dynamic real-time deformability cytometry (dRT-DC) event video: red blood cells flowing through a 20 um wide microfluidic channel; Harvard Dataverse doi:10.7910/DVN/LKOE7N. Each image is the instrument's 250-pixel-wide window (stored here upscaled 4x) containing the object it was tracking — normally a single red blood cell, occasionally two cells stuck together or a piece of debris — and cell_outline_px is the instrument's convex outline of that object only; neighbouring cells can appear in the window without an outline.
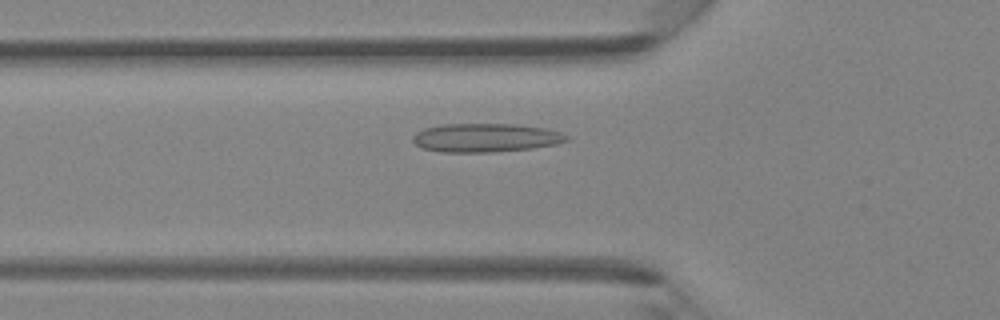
{"species": "Egyptian fruit bat (a non-hibernating species)", "species_latin": "Rousettus aegyptiacus", "temperature_condition": "room temperature", "stored_images_in_passage": 42, "camera_frame_rate_fps": 3000, "um_per_image_px": 0.085, "animal": {"sex": "female"}, "frame": {"image": 1, "passage_image": 14, "time_ms": 4.333, "image_size_px": [1000, 320], "cell_outline_px": [[572, 136], [568, 140], [556, 144], [532, 148], [492, 152], [444, 152], [424, 148], [416, 144], [412, 140], [412, 136], [416, 132], [424, 128], [440, 124], [516, 124], [548, 128]], "centroid_in_image_um": [41.31, 11.69], "position_along_channel_um": 84.5, "area_um2": 25.84}}
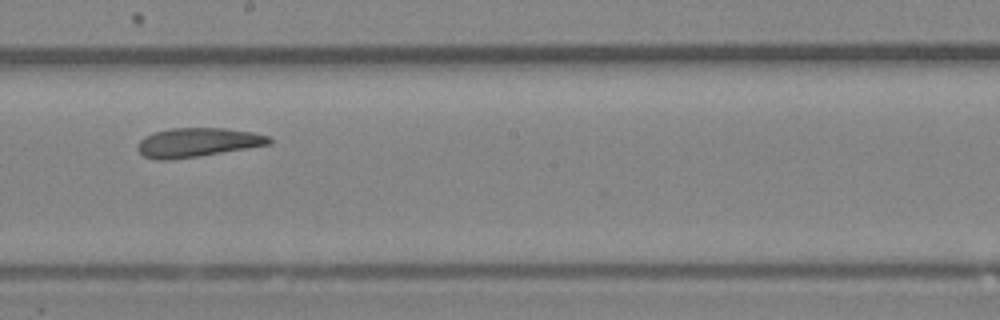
{"frame": {"image": 2, "passage_image": 24, "time_ms": 7.667, "image_size_px": [1000, 320], "cell_outline_px": [[272, 144], [200, 156], [172, 160], [156, 160], [144, 156], [136, 148], [140, 140], [144, 136], [156, 132], [172, 128], [224, 128], [252, 132], [268, 136], [272, 140]], "centroid_in_image_um": [16.78, 12.11], "position_along_channel_um": 231.4, "area_um2": 22.31}}
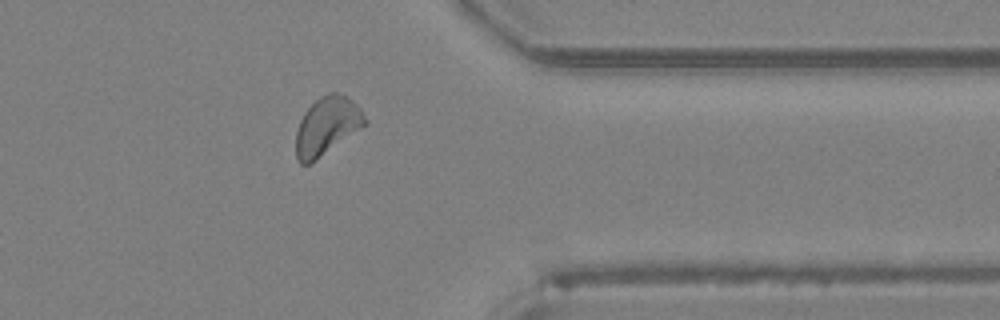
{"frame": {"image": 3, "passage_image": 35, "time_ms": 11.333, "image_size_px": [1000, 320], "cell_outline_px": [[368, 124], [308, 164], [300, 164], [296, 160], [296, 132], [300, 120], [304, 112], [320, 96], [328, 92], [336, 92], [348, 96], [360, 108], [368, 120]], "centroid_in_image_um": [27.8, 10.68], "position_along_channel_um": 383.6, "area_um2": 23.24}}